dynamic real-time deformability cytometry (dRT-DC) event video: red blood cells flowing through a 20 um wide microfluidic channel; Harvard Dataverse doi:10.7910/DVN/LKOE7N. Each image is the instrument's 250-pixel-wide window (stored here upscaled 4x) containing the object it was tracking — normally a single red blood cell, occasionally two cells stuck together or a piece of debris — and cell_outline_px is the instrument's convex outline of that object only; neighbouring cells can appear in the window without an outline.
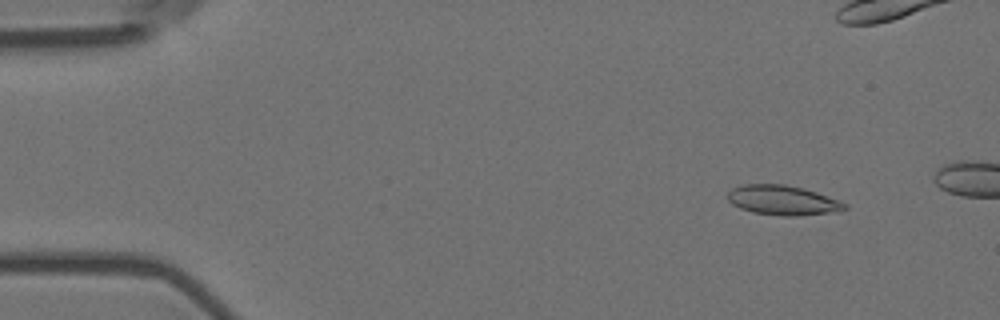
{"species": "Egyptian fruit bat (a non-hibernating species)", "species_latin": "Rousettus aegyptiacus", "temperature_condition": "room temperature", "stored_images_in_passage": 5, "camera_frame_rate_fps": 3000, "um_per_image_px": 0.085, "animal": {"sex": "female"}, "frame": {"image": 1, "passage_image": 2, "time_ms": 0.333, "image_size_px": [1000, 320], "cell_outline_px": [[848, 208], [828, 212], [796, 216], [780, 216], [752, 212], [740, 208], [732, 204], [728, 200], [728, 192], [732, 188], [744, 184], [784, 184], [804, 188], [840, 200], [848, 204]], "centroid_in_image_um": [66.51, 17.01], "position_along_channel_um": 18.5, "area_um2": 20.23}}